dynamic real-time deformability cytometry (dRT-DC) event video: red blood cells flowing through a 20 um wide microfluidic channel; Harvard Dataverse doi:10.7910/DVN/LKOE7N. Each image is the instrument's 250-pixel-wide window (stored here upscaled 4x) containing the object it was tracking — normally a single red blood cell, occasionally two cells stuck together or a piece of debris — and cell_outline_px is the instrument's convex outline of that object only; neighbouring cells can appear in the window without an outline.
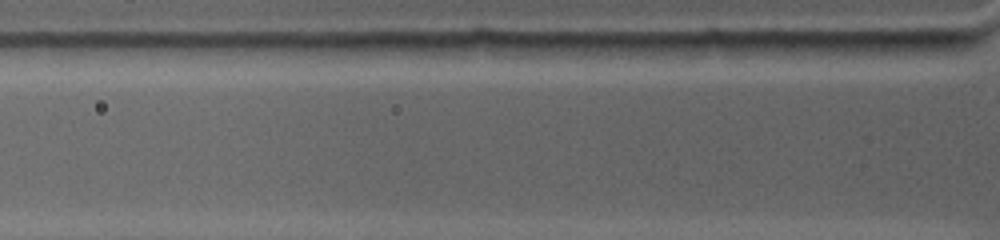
{"species": "common noctule bat (a hibernating species)", "species_latin": "Nyctalus noctula", "temperature_condition": "warm", "stored_images_in_passage": 2, "segment_of_instrument_passage": [2, 2], "camera_frame_rate_fps": 4500, "um_per_image_px": 0.085, "animal": {"sex": "female", "body_mass_g": 19.0, "forearm_length_mm": 53.3}, "frame": {"image": 1, "passage_image": 2, "time_ms": 0.444, "image_size_px": [1000, 240], "cell_outline_px": [[980, 40], [976, 44], [956, 56], [900, 60], [836, 60], [828, 44], [828, 40]], "centroid_in_image_um": [76.28, 4.18], "position_along_channel_um": 49.5, "area_um2": 18.73}}